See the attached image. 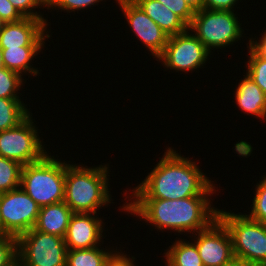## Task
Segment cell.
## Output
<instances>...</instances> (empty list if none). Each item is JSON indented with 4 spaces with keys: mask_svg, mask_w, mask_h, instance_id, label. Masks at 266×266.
I'll list each match as a JSON object with an SVG mask.
<instances>
[{
    "mask_svg": "<svg viewBox=\"0 0 266 266\" xmlns=\"http://www.w3.org/2000/svg\"><path fill=\"white\" fill-rule=\"evenodd\" d=\"M181 156L174 147H166L159 162L130 194L123 191L126 199H184L192 196H213L218 191L215 182L202 172L197 161ZM217 187V188H216ZM127 192V193H126ZM129 194V195H127Z\"/></svg>",
    "mask_w": 266,
    "mask_h": 266,
    "instance_id": "obj_1",
    "label": "cell"
},
{
    "mask_svg": "<svg viewBox=\"0 0 266 266\" xmlns=\"http://www.w3.org/2000/svg\"><path fill=\"white\" fill-rule=\"evenodd\" d=\"M211 197L192 196L175 200L127 199L119 209L127 215L131 214L140 221H145L146 225L155 227L153 229L157 232L170 230L169 233L175 232L178 236L185 233L188 237L191 233L206 229L218 218L219 209L214 207Z\"/></svg>",
    "mask_w": 266,
    "mask_h": 266,
    "instance_id": "obj_2",
    "label": "cell"
},
{
    "mask_svg": "<svg viewBox=\"0 0 266 266\" xmlns=\"http://www.w3.org/2000/svg\"><path fill=\"white\" fill-rule=\"evenodd\" d=\"M70 162L65 161L64 202L74 213L100 214V208L114 200L109 188V163L88 167Z\"/></svg>",
    "mask_w": 266,
    "mask_h": 266,
    "instance_id": "obj_3",
    "label": "cell"
},
{
    "mask_svg": "<svg viewBox=\"0 0 266 266\" xmlns=\"http://www.w3.org/2000/svg\"><path fill=\"white\" fill-rule=\"evenodd\" d=\"M55 158L48 153L40 161L22 166L20 187L40 207L65 198V160Z\"/></svg>",
    "mask_w": 266,
    "mask_h": 266,
    "instance_id": "obj_4",
    "label": "cell"
},
{
    "mask_svg": "<svg viewBox=\"0 0 266 266\" xmlns=\"http://www.w3.org/2000/svg\"><path fill=\"white\" fill-rule=\"evenodd\" d=\"M229 10L201 9L195 12L188 29L213 54L215 50L239 44L241 38H246L245 30L238 18L237 12ZM239 20V21H238ZM245 33V34H244ZM244 34V35H243ZM213 50V51H212Z\"/></svg>",
    "mask_w": 266,
    "mask_h": 266,
    "instance_id": "obj_5",
    "label": "cell"
},
{
    "mask_svg": "<svg viewBox=\"0 0 266 266\" xmlns=\"http://www.w3.org/2000/svg\"><path fill=\"white\" fill-rule=\"evenodd\" d=\"M218 219L229 231L235 258L266 266V224L231 209H219Z\"/></svg>",
    "mask_w": 266,
    "mask_h": 266,
    "instance_id": "obj_6",
    "label": "cell"
},
{
    "mask_svg": "<svg viewBox=\"0 0 266 266\" xmlns=\"http://www.w3.org/2000/svg\"><path fill=\"white\" fill-rule=\"evenodd\" d=\"M32 115L30 113L16 127L0 131V156L23 166L38 162L49 153Z\"/></svg>",
    "mask_w": 266,
    "mask_h": 266,
    "instance_id": "obj_7",
    "label": "cell"
},
{
    "mask_svg": "<svg viewBox=\"0 0 266 266\" xmlns=\"http://www.w3.org/2000/svg\"><path fill=\"white\" fill-rule=\"evenodd\" d=\"M210 55L212 53L188 29L184 33L169 36L163 53L155 60L161 63L164 69L187 74L205 68L207 61L212 58Z\"/></svg>",
    "mask_w": 266,
    "mask_h": 266,
    "instance_id": "obj_8",
    "label": "cell"
},
{
    "mask_svg": "<svg viewBox=\"0 0 266 266\" xmlns=\"http://www.w3.org/2000/svg\"><path fill=\"white\" fill-rule=\"evenodd\" d=\"M18 259L25 266H66L64 238L34 228L18 238Z\"/></svg>",
    "mask_w": 266,
    "mask_h": 266,
    "instance_id": "obj_9",
    "label": "cell"
},
{
    "mask_svg": "<svg viewBox=\"0 0 266 266\" xmlns=\"http://www.w3.org/2000/svg\"><path fill=\"white\" fill-rule=\"evenodd\" d=\"M40 206L21 188L0 194V214L5 231L15 237L34 228Z\"/></svg>",
    "mask_w": 266,
    "mask_h": 266,
    "instance_id": "obj_10",
    "label": "cell"
},
{
    "mask_svg": "<svg viewBox=\"0 0 266 266\" xmlns=\"http://www.w3.org/2000/svg\"><path fill=\"white\" fill-rule=\"evenodd\" d=\"M189 237L204 266H225L235 258L229 231L218 218L206 229Z\"/></svg>",
    "mask_w": 266,
    "mask_h": 266,
    "instance_id": "obj_11",
    "label": "cell"
},
{
    "mask_svg": "<svg viewBox=\"0 0 266 266\" xmlns=\"http://www.w3.org/2000/svg\"><path fill=\"white\" fill-rule=\"evenodd\" d=\"M131 33L143 43L150 56L157 59L164 51L169 35L163 31L133 0L116 1Z\"/></svg>",
    "mask_w": 266,
    "mask_h": 266,
    "instance_id": "obj_12",
    "label": "cell"
},
{
    "mask_svg": "<svg viewBox=\"0 0 266 266\" xmlns=\"http://www.w3.org/2000/svg\"><path fill=\"white\" fill-rule=\"evenodd\" d=\"M103 219V220H102ZM104 218L94 213H74L64 241L68 250L91 249L103 244L107 235Z\"/></svg>",
    "mask_w": 266,
    "mask_h": 266,
    "instance_id": "obj_13",
    "label": "cell"
},
{
    "mask_svg": "<svg viewBox=\"0 0 266 266\" xmlns=\"http://www.w3.org/2000/svg\"><path fill=\"white\" fill-rule=\"evenodd\" d=\"M48 26L41 19L23 18L18 22L5 23L0 32L2 49L22 46H45L52 37ZM51 33V34H50Z\"/></svg>",
    "mask_w": 266,
    "mask_h": 266,
    "instance_id": "obj_14",
    "label": "cell"
},
{
    "mask_svg": "<svg viewBox=\"0 0 266 266\" xmlns=\"http://www.w3.org/2000/svg\"><path fill=\"white\" fill-rule=\"evenodd\" d=\"M244 74V75H243ZM234 91L235 103L247 116L252 115L261 121H266V95L262 89L252 80L250 76L243 72Z\"/></svg>",
    "mask_w": 266,
    "mask_h": 266,
    "instance_id": "obj_15",
    "label": "cell"
},
{
    "mask_svg": "<svg viewBox=\"0 0 266 266\" xmlns=\"http://www.w3.org/2000/svg\"><path fill=\"white\" fill-rule=\"evenodd\" d=\"M73 214L64 201L40 207L34 229L64 238Z\"/></svg>",
    "mask_w": 266,
    "mask_h": 266,
    "instance_id": "obj_16",
    "label": "cell"
},
{
    "mask_svg": "<svg viewBox=\"0 0 266 266\" xmlns=\"http://www.w3.org/2000/svg\"><path fill=\"white\" fill-rule=\"evenodd\" d=\"M169 36L188 30V25L158 0H133Z\"/></svg>",
    "mask_w": 266,
    "mask_h": 266,
    "instance_id": "obj_17",
    "label": "cell"
},
{
    "mask_svg": "<svg viewBox=\"0 0 266 266\" xmlns=\"http://www.w3.org/2000/svg\"><path fill=\"white\" fill-rule=\"evenodd\" d=\"M45 46H22L18 48L2 49L4 67L21 74L24 78L31 75L36 77L40 75V70L33 66L34 59H37L39 53Z\"/></svg>",
    "mask_w": 266,
    "mask_h": 266,
    "instance_id": "obj_18",
    "label": "cell"
},
{
    "mask_svg": "<svg viewBox=\"0 0 266 266\" xmlns=\"http://www.w3.org/2000/svg\"><path fill=\"white\" fill-rule=\"evenodd\" d=\"M123 253L121 247L117 250V246L104 248L101 245L91 249L68 250L66 266H112Z\"/></svg>",
    "mask_w": 266,
    "mask_h": 266,
    "instance_id": "obj_19",
    "label": "cell"
},
{
    "mask_svg": "<svg viewBox=\"0 0 266 266\" xmlns=\"http://www.w3.org/2000/svg\"><path fill=\"white\" fill-rule=\"evenodd\" d=\"M164 251L165 266H204L196 245L189 239L177 238Z\"/></svg>",
    "mask_w": 266,
    "mask_h": 266,
    "instance_id": "obj_20",
    "label": "cell"
},
{
    "mask_svg": "<svg viewBox=\"0 0 266 266\" xmlns=\"http://www.w3.org/2000/svg\"><path fill=\"white\" fill-rule=\"evenodd\" d=\"M30 113L21 98H0V131L16 127Z\"/></svg>",
    "mask_w": 266,
    "mask_h": 266,
    "instance_id": "obj_21",
    "label": "cell"
},
{
    "mask_svg": "<svg viewBox=\"0 0 266 266\" xmlns=\"http://www.w3.org/2000/svg\"><path fill=\"white\" fill-rule=\"evenodd\" d=\"M22 165L0 156V194L20 187Z\"/></svg>",
    "mask_w": 266,
    "mask_h": 266,
    "instance_id": "obj_22",
    "label": "cell"
},
{
    "mask_svg": "<svg viewBox=\"0 0 266 266\" xmlns=\"http://www.w3.org/2000/svg\"><path fill=\"white\" fill-rule=\"evenodd\" d=\"M246 45L248 61L245 62L246 67L244 68H247V70L243 71L252 78L266 95V59L250 45V40Z\"/></svg>",
    "mask_w": 266,
    "mask_h": 266,
    "instance_id": "obj_23",
    "label": "cell"
},
{
    "mask_svg": "<svg viewBox=\"0 0 266 266\" xmlns=\"http://www.w3.org/2000/svg\"><path fill=\"white\" fill-rule=\"evenodd\" d=\"M24 84L26 80L21 74L5 67L0 69V98H21L19 91L25 89Z\"/></svg>",
    "mask_w": 266,
    "mask_h": 266,
    "instance_id": "obj_24",
    "label": "cell"
},
{
    "mask_svg": "<svg viewBox=\"0 0 266 266\" xmlns=\"http://www.w3.org/2000/svg\"><path fill=\"white\" fill-rule=\"evenodd\" d=\"M259 178L261 180L254 185L256 187L253 191V199H251V211L246 210L244 212H247L246 215L250 219L266 224V174Z\"/></svg>",
    "mask_w": 266,
    "mask_h": 266,
    "instance_id": "obj_25",
    "label": "cell"
},
{
    "mask_svg": "<svg viewBox=\"0 0 266 266\" xmlns=\"http://www.w3.org/2000/svg\"><path fill=\"white\" fill-rule=\"evenodd\" d=\"M106 2V0H54L53 3L48 8V11L51 9V11H57V12H67L72 13L77 11H86L87 9H93V6H98L101 2ZM60 10V11H59Z\"/></svg>",
    "mask_w": 266,
    "mask_h": 266,
    "instance_id": "obj_26",
    "label": "cell"
},
{
    "mask_svg": "<svg viewBox=\"0 0 266 266\" xmlns=\"http://www.w3.org/2000/svg\"><path fill=\"white\" fill-rule=\"evenodd\" d=\"M12 5L18 10V12L24 18H33V19H41L47 26H51V23L48 22V19L44 18V13L42 14L37 9L44 10L47 9L39 0H9ZM50 23V24H49Z\"/></svg>",
    "mask_w": 266,
    "mask_h": 266,
    "instance_id": "obj_27",
    "label": "cell"
},
{
    "mask_svg": "<svg viewBox=\"0 0 266 266\" xmlns=\"http://www.w3.org/2000/svg\"><path fill=\"white\" fill-rule=\"evenodd\" d=\"M17 259V237L11 235L0 237V266H11Z\"/></svg>",
    "mask_w": 266,
    "mask_h": 266,
    "instance_id": "obj_28",
    "label": "cell"
},
{
    "mask_svg": "<svg viewBox=\"0 0 266 266\" xmlns=\"http://www.w3.org/2000/svg\"><path fill=\"white\" fill-rule=\"evenodd\" d=\"M169 10L178 15L188 26L191 24L195 12L190 8L185 0H158Z\"/></svg>",
    "mask_w": 266,
    "mask_h": 266,
    "instance_id": "obj_29",
    "label": "cell"
},
{
    "mask_svg": "<svg viewBox=\"0 0 266 266\" xmlns=\"http://www.w3.org/2000/svg\"><path fill=\"white\" fill-rule=\"evenodd\" d=\"M0 18L6 22H18L24 17L9 0H0Z\"/></svg>",
    "mask_w": 266,
    "mask_h": 266,
    "instance_id": "obj_30",
    "label": "cell"
},
{
    "mask_svg": "<svg viewBox=\"0 0 266 266\" xmlns=\"http://www.w3.org/2000/svg\"><path fill=\"white\" fill-rule=\"evenodd\" d=\"M241 1L242 0H240V2ZM238 3H239V0H204L203 8L208 9V10L235 11Z\"/></svg>",
    "mask_w": 266,
    "mask_h": 266,
    "instance_id": "obj_31",
    "label": "cell"
},
{
    "mask_svg": "<svg viewBox=\"0 0 266 266\" xmlns=\"http://www.w3.org/2000/svg\"><path fill=\"white\" fill-rule=\"evenodd\" d=\"M266 29V28H265ZM249 37L250 45L262 56L266 59V30H264L263 33H261V37L256 36L254 38ZM256 39V40H255Z\"/></svg>",
    "mask_w": 266,
    "mask_h": 266,
    "instance_id": "obj_32",
    "label": "cell"
},
{
    "mask_svg": "<svg viewBox=\"0 0 266 266\" xmlns=\"http://www.w3.org/2000/svg\"><path fill=\"white\" fill-rule=\"evenodd\" d=\"M131 257V258H130ZM136 258L130 254L124 253L114 262L112 266H138L135 263Z\"/></svg>",
    "mask_w": 266,
    "mask_h": 266,
    "instance_id": "obj_33",
    "label": "cell"
},
{
    "mask_svg": "<svg viewBox=\"0 0 266 266\" xmlns=\"http://www.w3.org/2000/svg\"><path fill=\"white\" fill-rule=\"evenodd\" d=\"M225 266H263L258 263L254 262H249L241 259L234 258L232 261H230L227 265Z\"/></svg>",
    "mask_w": 266,
    "mask_h": 266,
    "instance_id": "obj_34",
    "label": "cell"
},
{
    "mask_svg": "<svg viewBox=\"0 0 266 266\" xmlns=\"http://www.w3.org/2000/svg\"><path fill=\"white\" fill-rule=\"evenodd\" d=\"M185 1L194 12L203 9L204 0H185Z\"/></svg>",
    "mask_w": 266,
    "mask_h": 266,
    "instance_id": "obj_35",
    "label": "cell"
},
{
    "mask_svg": "<svg viewBox=\"0 0 266 266\" xmlns=\"http://www.w3.org/2000/svg\"><path fill=\"white\" fill-rule=\"evenodd\" d=\"M9 236V234L5 231L3 221L0 214V237Z\"/></svg>",
    "mask_w": 266,
    "mask_h": 266,
    "instance_id": "obj_36",
    "label": "cell"
},
{
    "mask_svg": "<svg viewBox=\"0 0 266 266\" xmlns=\"http://www.w3.org/2000/svg\"><path fill=\"white\" fill-rule=\"evenodd\" d=\"M39 1L48 9L54 0H39Z\"/></svg>",
    "mask_w": 266,
    "mask_h": 266,
    "instance_id": "obj_37",
    "label": "cell"
},
{
    "mask_svg": "<svg viewBox=\"0 0 266 266\" xmlns=\"http://www.w3.org/2000/svg\"><path fill=\"white\" fill-rule=\"evenodd\" d=\"M4 67L3 57H2V48L0 47V69Z\"/></svg>",
    "mask_w": 266,
    "mask_h": 266,
    "instance_id": "obj_38",
    "label": "cell"
},
{
    "mask_svg": "<svg viewBox=\"0 0 266 266\" xmlns=\"http://www.w3.org/2000/svg\"><path fill=\"white\" fill-rule=\"evenodd\" d=\"M11 266H25L19 259H17Z\"/></svg>",
    "mask_w": 266,
    "mask_h": 266,
    "instance_id": "obj_39",
    "label": "cell"
},
{
    "mask_svg": "<svg viewBox=\"0 0 266 266\" xmlns=\"http://www.w3.org/2000/svg\"><path fill=\"white\" fill-rule=\"evenodd\" d=\"M6 22H4L1 18H0V32L2 31L3 29V26Z\"/></svg>",
    "mask_w": 266,
    "mask_h": 266,
    "instance_id": "obj_40",
    "label": "cell"
}]
</instances>
